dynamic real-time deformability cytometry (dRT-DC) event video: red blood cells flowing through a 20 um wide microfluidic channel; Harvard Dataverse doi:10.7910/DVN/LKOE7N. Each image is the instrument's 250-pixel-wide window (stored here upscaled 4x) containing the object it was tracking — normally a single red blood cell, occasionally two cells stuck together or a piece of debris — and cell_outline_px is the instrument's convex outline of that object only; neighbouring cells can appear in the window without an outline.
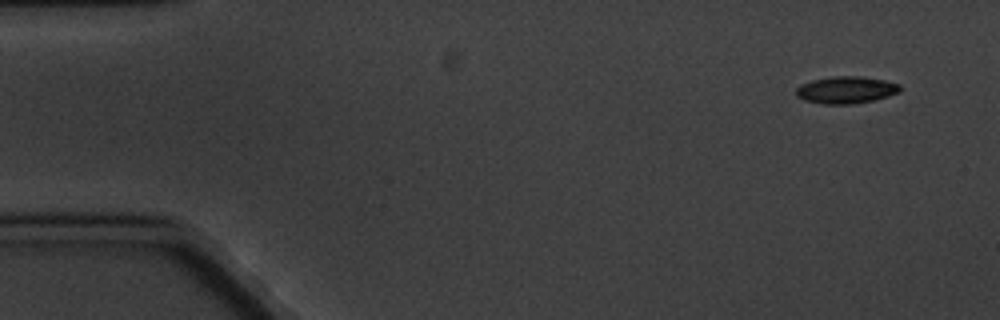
{"species": "common noctule bat (a hibernating species)", "species_latin": "Nyctalus noctula", "temperature_condition": "cold", "stored_images_in_passage": 4, "camera_frame_rate_fps": 3000, "um_per_image_px": 0.085, "animal": {"sex": "male", "body_mass_g": 20.1, "forearm_length_mm": 53.5}, "frame": {"image": 1, "passage_image": 1, "time_ms": 0.0, "image_size_px": [1000, 320], "cell_outline_px": [[900, 88], [896, 92], [888, 96], [872, 100], [852, 104], [824, 104], [804, 100], [796, 96], [796, 88], [800, 84], [812, 80], [832, 76], [860, 76], [884, 80], [900, 84]], "centroid_in_image_um": [71.86, 7.64], "position_along_channel_um": 13.1, "area_um2": 16.3}}
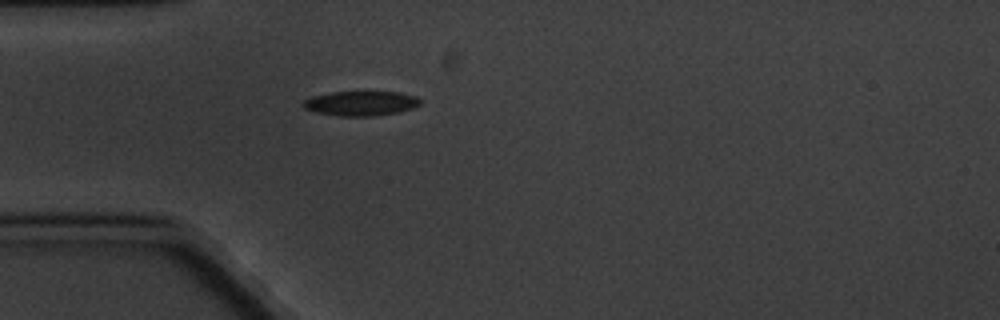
{"frame": {"image": 2, "passage_image": 4, "time_ms": 4.333, "image_size_px": [1000, 320], "cell_outline_px": [[420, 104], [412, 108], [400, 112], [372, 116], [340, 116], [316, 112], [304, 108], [300, 104], [304, 100], [312, 96], [328, 92], [400, 92], [416, 96], [420, 100]], "centroid_in_image_um": [30.65, 8.78], "position_along_channel_um": 54.4, "area_um2": 16.88}}